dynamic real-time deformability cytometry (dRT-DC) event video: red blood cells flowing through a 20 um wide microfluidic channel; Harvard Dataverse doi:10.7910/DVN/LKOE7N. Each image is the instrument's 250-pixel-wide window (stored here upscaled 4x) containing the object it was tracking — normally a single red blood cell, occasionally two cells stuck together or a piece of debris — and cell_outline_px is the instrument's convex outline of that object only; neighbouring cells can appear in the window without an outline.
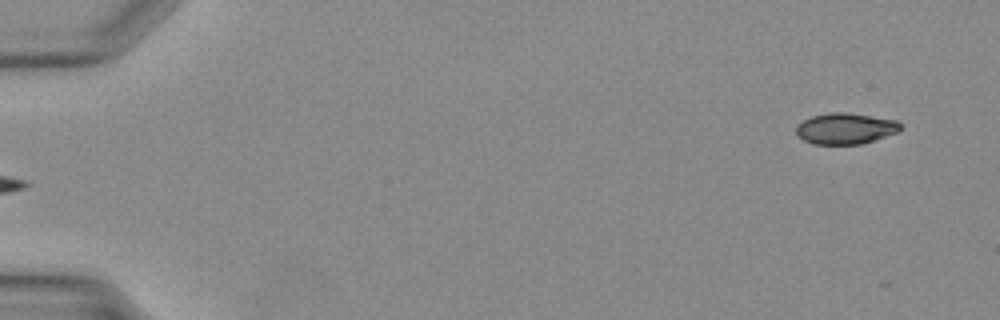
{"species": "Egyptian fruit bat (a non-hibernating species)", "species_latin": "Rousettus aegyptiacus", "temperature_condition": "warm", "stored_images_in_passage": 37, "camera_frame_rate_fps": 3000, "um_per_image_px": 0.085, "animal": {"sex": "female"}, "frame": {"image": 1, "passage_image": 1, "time_ms": 0.0, "image_size_px": [1000, 320], "cell_outline_px": [[900, 128], [896, 132], [860, 144], [812, 144], [796, 136], [796, 124], [812, 116], [828, 112], [844, 112], [896, 120], [900, 124]], "centroid_in_image_um": [71.78, 10.92], "position_along_channel_um": 13.2, "area_um2": 18.67}}
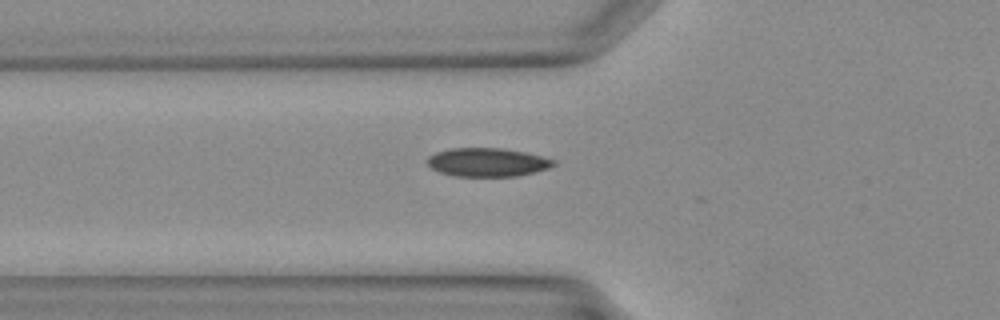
{"frame": {"image": 2, "passage_image": 13, "time_ms": 4.0, "image_size_px": [1000, 320], "cell_outline_px": [[556, 164], [548, 168], [516, 176], [456, 176], [440, 172], [432, 168], [428, 164], [428, 156], [436, 152], [448, 148], [504, 148], [524, 152], [556, 160]], "centroid_in_image_um": [41.41, 13.78], "position_along_channel_um": 84.4, "area_um2": 20.87}}
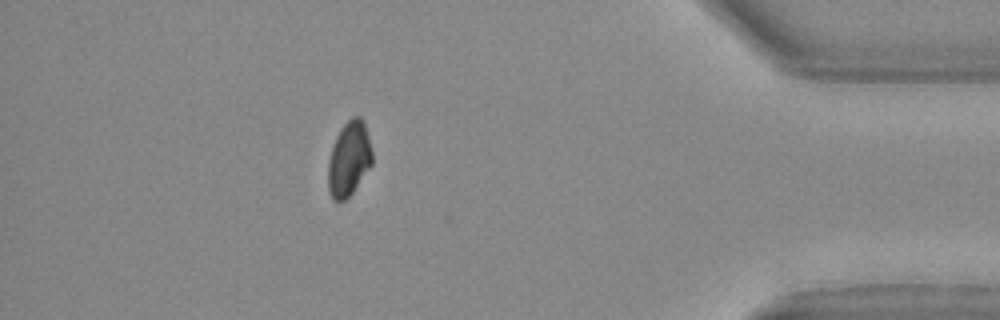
{"frame": {"image": 3, "passage_image": 33, "time_ms": 10.667, "image_size_px": [1000, 320], "cell_outline_px": [[372, 164], [352, 192], [344, 200], [332, 200], [328, 192], [328, 160], [336, 136], [340, 128], [352, 116], [360, 116], [364, 120], [372, 152]], "centroid_in_image_um": [29.65, 13.48], "position_along_channel_um": 405.5, "area_um2": 19.13}}